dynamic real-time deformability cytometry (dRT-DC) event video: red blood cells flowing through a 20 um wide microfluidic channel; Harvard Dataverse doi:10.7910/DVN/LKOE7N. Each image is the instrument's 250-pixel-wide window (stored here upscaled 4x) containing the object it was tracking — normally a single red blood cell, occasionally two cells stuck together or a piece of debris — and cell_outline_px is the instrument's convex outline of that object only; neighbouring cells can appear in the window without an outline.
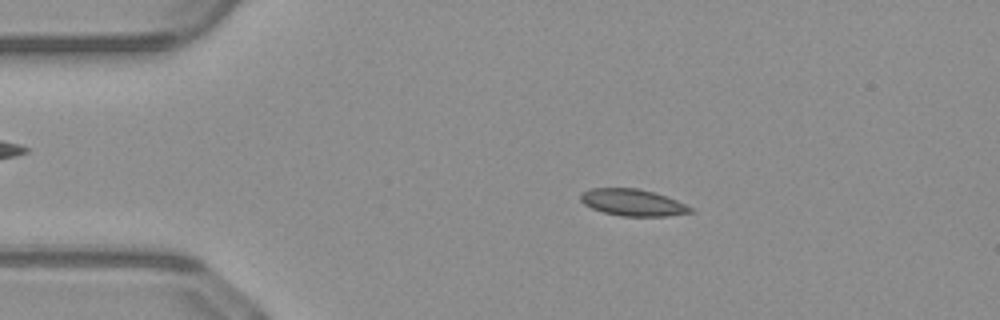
{"species": "common noctule bat (a hibernating species)", "species_latin": "Nyctalus noctula", "temperature_condition": "warm", "stored_images_in_passage": 50, "camera_frame_rate_fps": 3000, "um_per_image_px": 0.085, "animal": {"sex": "male", "body_mass_g": 23.1, "forearm_length_mm": 52.7}, "frame": {"image": 1, "passage_image": 9, "time_ms": 2.667, "image_size_px": [1000, 320], "cell_outline_px": [[696, 212], [668, 216], [620, 216], [604, 212], [592, 208], [584, 204], [580, 200], [580, 192], [592, 188], [636, 188], [652, 192], [676, 200], [696, 208]], "centroid_in_image_um": [53.81, 17.22], "position_along_channel_um": 31.2, "area_um2": 17.22}}
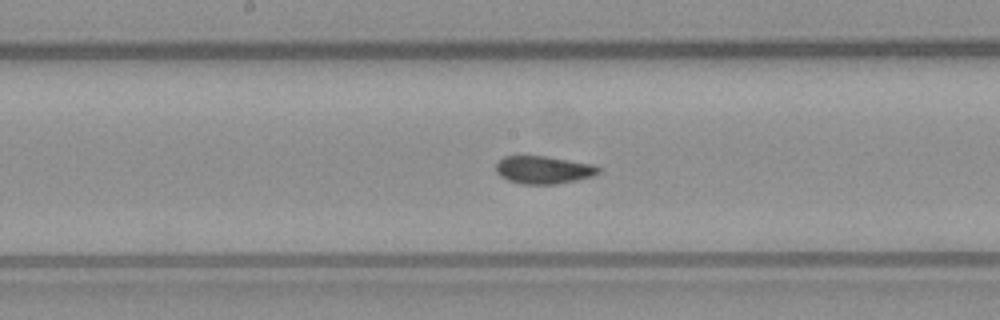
{"frame": {"image": 2, "passage_image": 25, "time_ms": 8.0, "image_size_px": [1000, 320], "cell_outline_px": [[600, 172], [592, 176], [576, 180], [556, 184], [524, 184], [508, 180], [500, 176], [496, 172], [496, 164], [504, 156], [544, 156], [592, 164], [600, 168]], "centroid_in_image_um": [46.18, 14.44], "position_along_channel_um": 202.0, "area_um2": 16.42}}
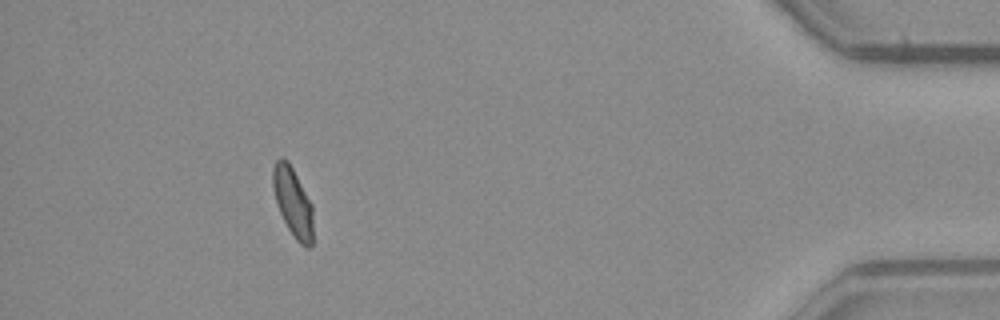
{"frame": {"image": 3, "passage_image": 45, "time_ms": 14.667, "image_size_px": [1000, 320], "cell_outline_px": [[312, 244], [308, 248], [304, 248], [296, 240], [288, 228], [276, 204], [272, 188], [272, 168], [276, 160], [280, 156], [284, 156], [288, 160], [312, 204]], "centroid_in_image_um": [24.87, 17.14], "position_along_channel_um": 410.3, "area_um2": 16.36}}